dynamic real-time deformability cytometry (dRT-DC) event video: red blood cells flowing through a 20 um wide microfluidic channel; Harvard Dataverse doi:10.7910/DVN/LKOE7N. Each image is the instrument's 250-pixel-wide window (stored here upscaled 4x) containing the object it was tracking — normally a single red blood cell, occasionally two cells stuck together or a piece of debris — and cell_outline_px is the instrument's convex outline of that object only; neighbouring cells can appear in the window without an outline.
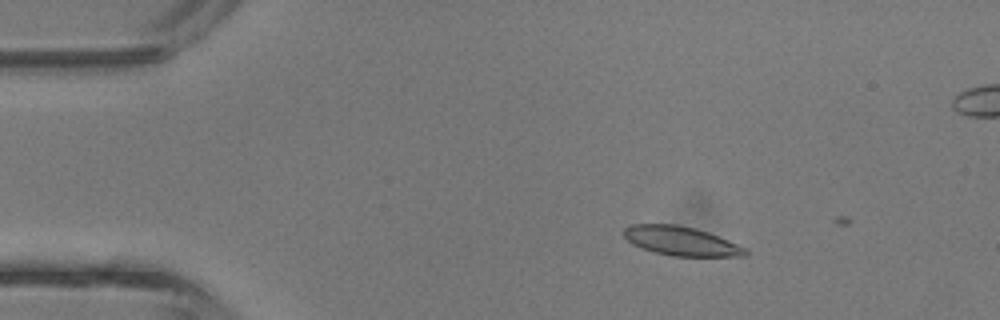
{"species": "common noctule bat (a hibernating species)", "species_latin": "Nyctalus noctula", "temperature_condition": "room temperature", "stored_images_in_passage": 4, "camera_frame_rate_fps": 3000, "um_per_image_px": 0.085, "animal": {"sex": "male", "body_mass_g": 13.3}, "frame": {"image": 1, "passage_image": 1, "time_ms": 0.0, "image_size_px": [1000, 320], "cell_outline_px": [[748, 252], [744, 256], [672, 256], [656, 252], [632, 244], [624, 236], [624, 228], [632, 224], [676, 224], [696, 228], [708, 232], [728, 240], [744, 248]], "centroid_in_image_um": [57.87, 20.47], "position_along_channel_um": 27.1, "area_um2": 20.35}}